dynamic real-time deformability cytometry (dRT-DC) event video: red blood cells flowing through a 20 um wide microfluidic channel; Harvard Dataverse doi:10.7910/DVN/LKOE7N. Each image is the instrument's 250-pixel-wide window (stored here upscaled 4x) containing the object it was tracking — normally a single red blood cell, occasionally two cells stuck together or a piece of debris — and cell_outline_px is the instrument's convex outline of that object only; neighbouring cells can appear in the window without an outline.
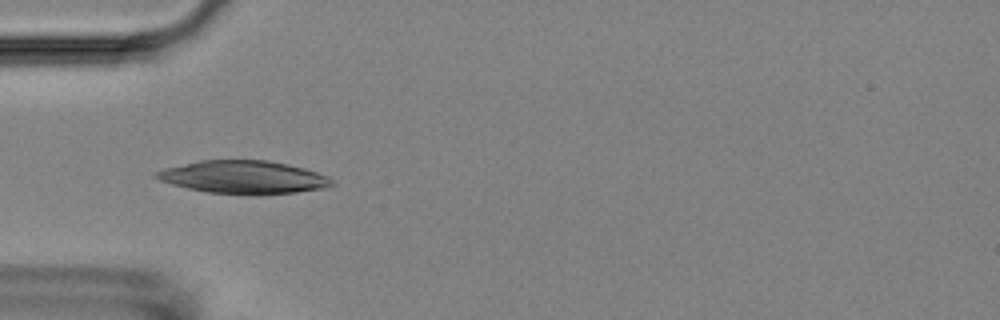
{"species": "Egyptian fruit bat (a non-hibernating species)", "species_latin": "Rousettus aegyptiacus", "temperature_condition": "room temperature", "stored_images_in_passage": 11, "camera_frame_rate_fps": 3000, "um_per_image_px": 0.085, "animal": {"sex": "female"}, "frame": {"image": 1, "passage_image": 2, "time_ms": 2.0, "image_size_px": [1000, 320], "cell_outline_px": [[336, 184], [324, 188], [296, 192], [260, 196], [248, 196], [208, 192], [188, 188], [172, 184], [160, 180], [152, 176], [156, 172], [164, 168], [200, 160], [268, 160], [288, 164], [304, 168], [328, 176]], "centroid_in_image_um": [20.72, 15.08], "position_along_channel_um": 64.3, "area_um2": 34.16}}
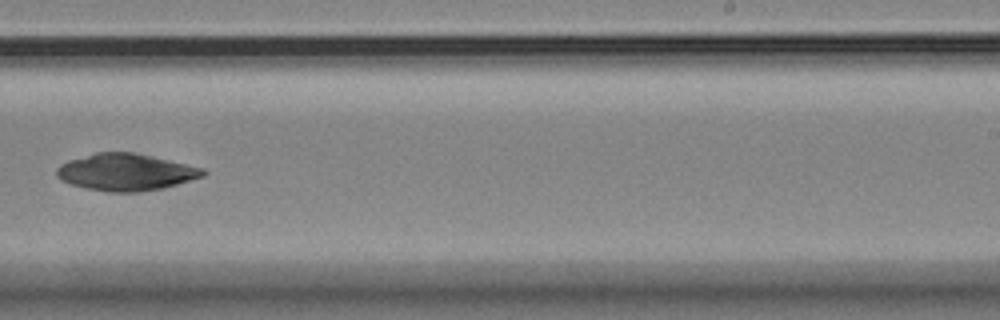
{"frame": {"image": 2, "passage_image": 7, "time_ms": 8.0, "image_size_px": [1000, 320], "cell_outline_px": [[208, 172], [204, 176], [164, 188], [140, 192], [108, 192], [84, 188], [60, 180], [56, 176], [56, 168], [60, 164], [68, 160], [96, 152], [136, 152], [204, 168]], "centroid_in_image_um": [10.69, 14.63], "position_along_channel_um": 278.3, "area_um2": 31.79}}
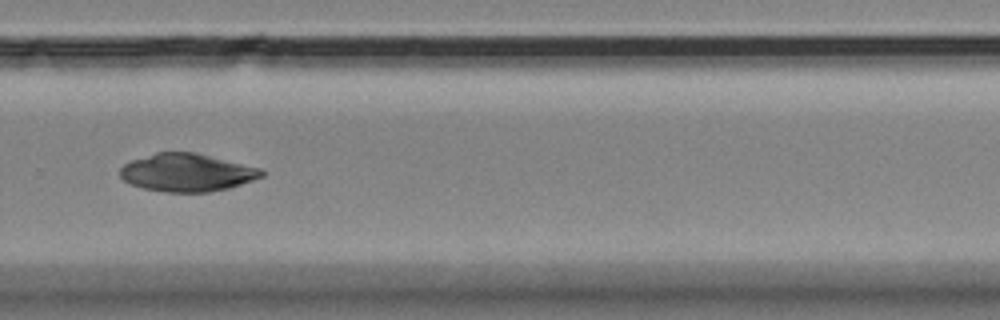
{"frame": {"image": 3, "passage_image": 8, "time_ms": 9.0, "image_size_px": [1000, 320], "cell_outline_px": [[264, 176], [228, 188], [208, 192], [164, 192], [144, 188], [132, 184], [124, 180], [120, 176], [120, 168], [124, 164], [132, 160], [156, 152], [196, 152], [260, 168], [264, 172]], "centroid_in_image_um": [15.88, 14.66], "position_along_channel_um": 313.9, "area_um2": 31.04}}